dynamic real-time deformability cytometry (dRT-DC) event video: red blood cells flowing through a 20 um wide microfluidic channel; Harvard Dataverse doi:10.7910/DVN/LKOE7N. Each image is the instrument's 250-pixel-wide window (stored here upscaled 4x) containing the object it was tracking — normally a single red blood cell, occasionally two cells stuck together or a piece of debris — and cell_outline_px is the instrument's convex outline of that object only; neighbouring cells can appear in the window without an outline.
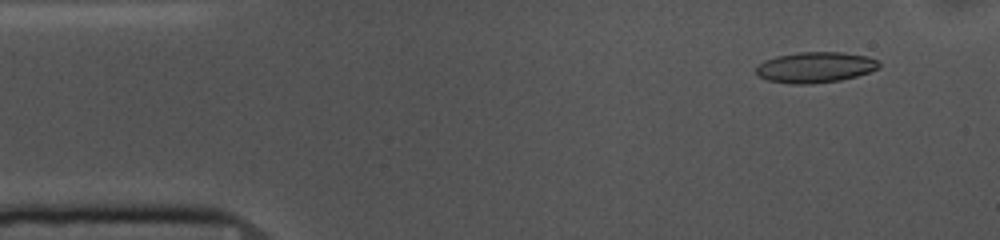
{"species": "common noctule bat (a hibernating species)", "species_latin": "Nyctalus noctula", "temperature_condition": "cold", "stored_images_in_passage": 53, "camera_frame_rate_fps": 3000, "um_per_image_px": 0.085, "animal": {"sex": "female", "body_mass_g": 10.0, "forearm_length_mm": 53.1}, "frame": {"image": 1, "passage_image": 4, "time_ms": 1.0, "image_size_px": [1000, 240], "cell_outline_px": [[880, 68], [856, 76], [840, 80], [812, 84], [792, 84], [768, 80], [760, 76], [756, 72], [756, 68], [764, 60], [776, 56], [796, 52], [840, 52], [864, 56], [880, 60]], "centroid_in_image_um": [69.31, 5.72], "position_along_channel_um": 15.7, "area_um2": 21.96}}
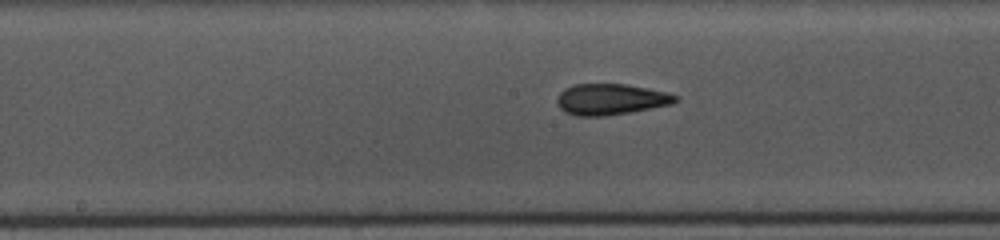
{"frame": {"image": 2, "passage_image": 25, "time_ms": 8.0, "image_size_px": [1000, 240], "cell_outline_px": [[680, 100], [672, 104], [628, 112], [604, 116], [576, 116], [564, 112], [560, 108], [556, 100], [556, 96], [564, 88], [576, 84], [628, 84], [668, 92], [680, 96]], "centroid_in_image_um": [51.92, 8.43], "position_along_channel_um": 196.3, "area_um2": 21.62}}
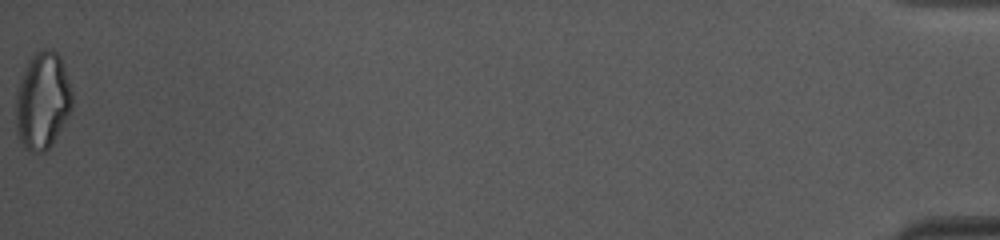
{"frame": {"image": 3, "passage_image": 53, "time_ms": 17.333, "image_size_px": [1000, 240], "cell_outline_px": [[72, 108], [68, 116], [52, 144], [44, 152], [28, 152], [20, 144], [16, 132], [16, 92], [20, 80], [28, 60], [40, 48], [52, 48], [60, 56], [72, 92]], "centroid_in_image_um": [3.59, 8.58], "position_along_channel_um": 431.6, "area_um2": 32.14}, "authors_computed_cell_mechanics": {"area_um2": 21.9062, "velocity_mm_per_s": 3.6757, "shape_relaxation_time_tau1_ms": 11.0053, "shape_relaxation_time_tau2_ms": 2.6061, "deformation_change_tau1": 0.2256, "deformation_change_tau2": 0.1064}}